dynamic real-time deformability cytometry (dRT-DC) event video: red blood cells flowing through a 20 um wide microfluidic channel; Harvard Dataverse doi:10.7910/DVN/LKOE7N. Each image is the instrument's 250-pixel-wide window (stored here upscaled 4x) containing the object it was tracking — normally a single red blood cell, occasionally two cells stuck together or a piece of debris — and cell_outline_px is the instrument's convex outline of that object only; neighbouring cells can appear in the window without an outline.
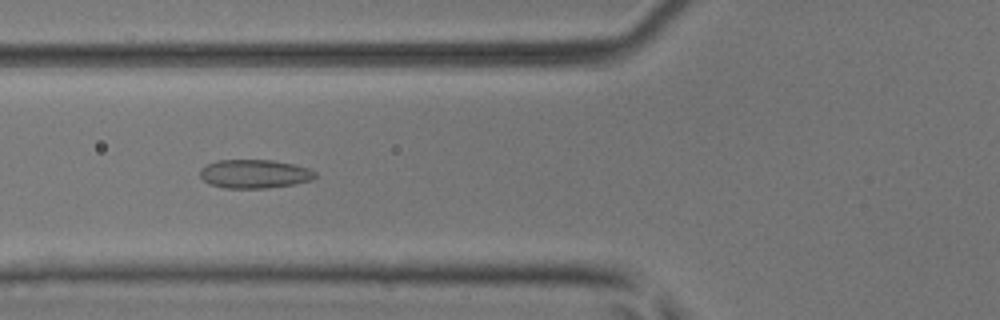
{"species": "common noctule bat (a hibernating species)", "species_latin": "Nyctalus noctula", "temperature_condition": "room temperature", "stored_images_in_passage": 7, "camera_frame_rate_fps": 3000, "um_per_image_px": 0.085, "animal": {"sex": "male", "body_mass_g": 17.9, "forearm_length_mm": 54.2}, "frame": {"image": 1, "passage_image": 5, "time_ms": 1.333, "image_size_px": [1000, 320], "cell_outline_px": [[316, 176], [312, 180], [292, 184], [268, 188], [224, 188], [208, 184], [200, 176], [200, 168], [216, 160], [272, 160], [292, 164], [308, 168], [316, 172]], "centroid_in_image_um": [21.61, 14.78], "position_along_channel_um": 104.2, "area_um2": 19.25}}
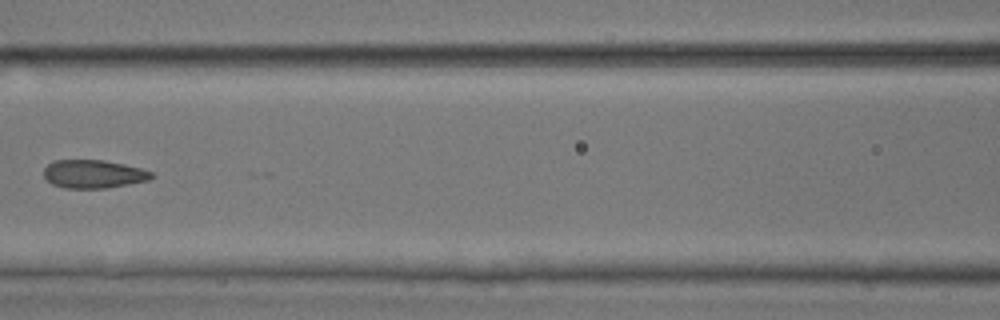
{"frame": {"image": 2, "passage_image": 6, "time_ms": 1.667, "image_size_px": [1000, 320], "cell_outline_px": [[156, 176], [148, 180], [128, 184], [104, 188], [64, 188], [52, 184], [44, 176], [44, 168], [52, 160], [104, 160], [124, 164], [140, 168], [152, 172]], "centroid_in_image_um": [7.94, 14.78], "position_along_channel_um": 158.7, "area_um2": 17.74}}
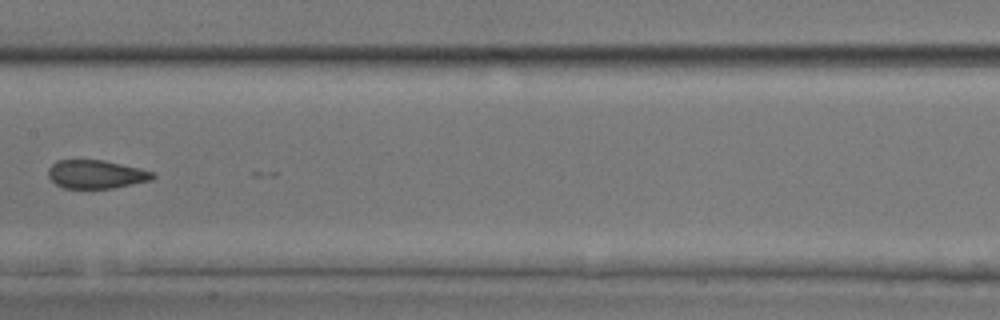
{"frame": {"image": 3, "passage_image": 7, "time_ms": 2.0, "image_size_px": [1000, 320], "cell_outline_px": [[156, 176], [152, 180], [112, 188], [64, 188], [56, 184], [48, 176], [48, 168], [56, 160], [104, 160], [140, 168], [156, 172]], "centroid_in_image_um": [8.19, 14.81], "position_along_channel_um": 199.2, "area_um2": 17.4}}